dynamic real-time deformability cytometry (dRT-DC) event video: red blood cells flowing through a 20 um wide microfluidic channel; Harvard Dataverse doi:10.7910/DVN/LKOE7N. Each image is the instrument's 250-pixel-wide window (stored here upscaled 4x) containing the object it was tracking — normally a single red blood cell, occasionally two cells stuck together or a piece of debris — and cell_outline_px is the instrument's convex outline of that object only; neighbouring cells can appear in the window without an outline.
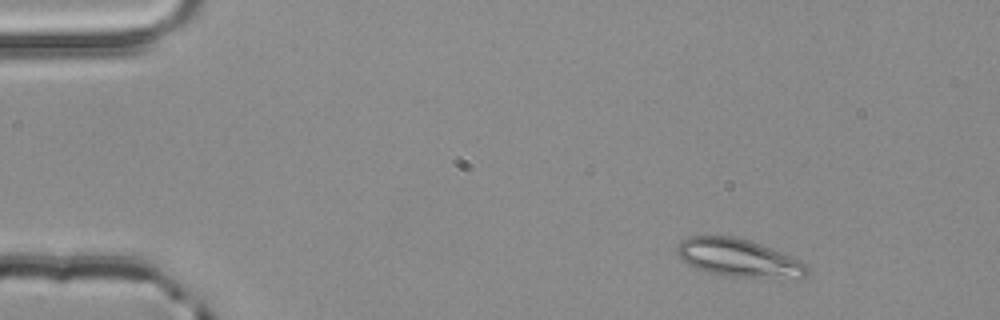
{"species": "common noctule bat (a hibernating species)", "species_latin": "Nyctalus noctula", "temperature_condition": "room temperature", "stored_images_in_passage": 3, "camera_frame_rate_fps": 3000, "um_per_image_px": 0.085, "animal": {"sex": "male", "body_mass_g": 20.4}, "frame": {"image": 1, "passage_image": 1, "time_ms": 0.0, "image_size_px": [1000, 320], "cell_outline_px": [[808, 272], [804, 276], [732, 276], [704, 272], [680, 260], [676, 252], [676, 248], [688, 236], [732, 236], [748, 240], [760, 244], [792, 256], [804, 264], [808, 268]], "centroid_in_image_um": [62.68, 21.89], "position_along_channel_um": 22.3, "area_um2": 27.92}}